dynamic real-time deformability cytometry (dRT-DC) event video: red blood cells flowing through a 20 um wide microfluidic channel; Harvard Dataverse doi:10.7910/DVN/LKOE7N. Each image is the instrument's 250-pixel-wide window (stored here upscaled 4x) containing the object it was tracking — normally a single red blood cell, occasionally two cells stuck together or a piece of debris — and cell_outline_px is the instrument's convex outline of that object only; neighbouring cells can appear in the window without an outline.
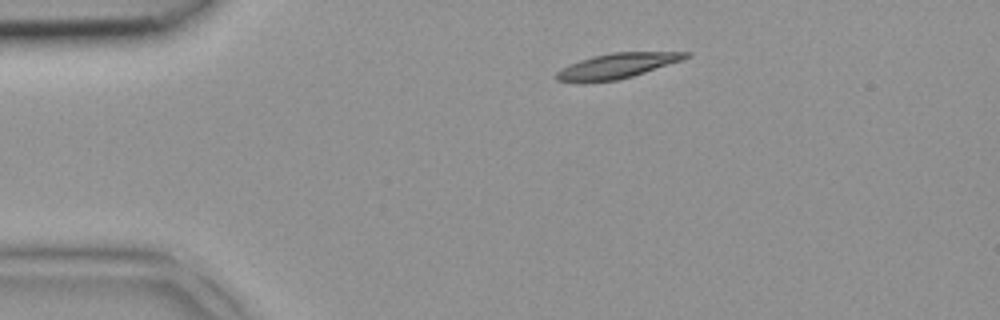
{"species": "common noctule bat (a hibernating species)", "species_latin": "Nyctalus noctula", "temperature_condition": "room temperature", "stored_images_in_passage": 5, "camera_frame_rate_fps": 3000, "um_per_image_px": 0.085, "animal": {"sex": "female", "body_mass_g": 18.4}, "frame": {"image": 1, "passage_image": 5, "time_ms": 1.333, "image_size_px": [1000, 320], "cell_outline_px": [[692, 56], [684, 60], [632, 76], [616, 80], [584, 84], [580, 84], [556, 80], [556, 72], [560, 68], [580, 60], [592, 56], [612, 52], [692, 52]], "centroid_in_image_um": [52.42, 5.61], "position_along_channel_um": 32.6, "area_um2": 19.36}}